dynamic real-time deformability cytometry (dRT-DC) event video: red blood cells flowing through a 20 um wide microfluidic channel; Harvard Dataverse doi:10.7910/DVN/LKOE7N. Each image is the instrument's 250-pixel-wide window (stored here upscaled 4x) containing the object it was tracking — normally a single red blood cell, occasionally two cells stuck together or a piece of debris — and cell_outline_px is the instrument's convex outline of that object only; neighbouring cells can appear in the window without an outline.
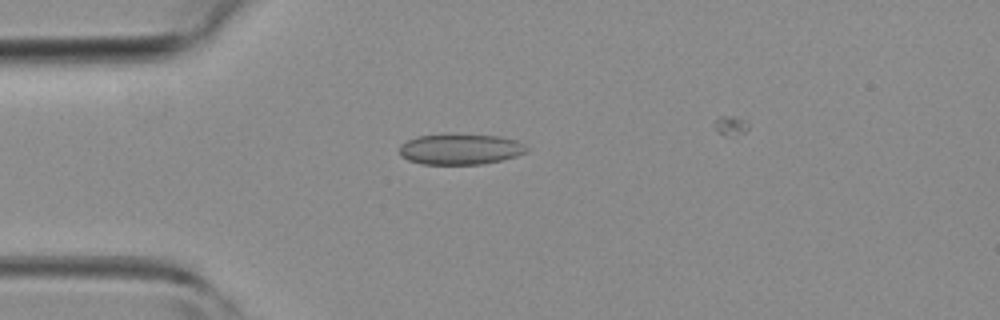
{"species": "common noctule bat (a hibernating species)", "species_latin": "Nyctalus noctula", "temperature_condition": "room temperature", "stored_images_in_passage": 1, "camera_frame_rate_fps": 3000, "um_per_image_px": 0.085, "animal": {"sex": "female", "body_mass_g": 19.3, "forearm_length_mm": 54.1}, "frame": {"image": 1, "passage_image": 1, "time_ms": 0.0, "image_size_px": [1000, 320], "cell_outline_px": [[528, 152], [516, 156], [484, 164], [420, 164], [408, 160], [400, 156], [400, 144], [416, 136], [500, 136], [516, 140], [524, 144], [528, 148]], "centroid_in_image_um": [39.13, 12.71], "position_along_channel_um": 45.9, "area_um2": 22.25}}